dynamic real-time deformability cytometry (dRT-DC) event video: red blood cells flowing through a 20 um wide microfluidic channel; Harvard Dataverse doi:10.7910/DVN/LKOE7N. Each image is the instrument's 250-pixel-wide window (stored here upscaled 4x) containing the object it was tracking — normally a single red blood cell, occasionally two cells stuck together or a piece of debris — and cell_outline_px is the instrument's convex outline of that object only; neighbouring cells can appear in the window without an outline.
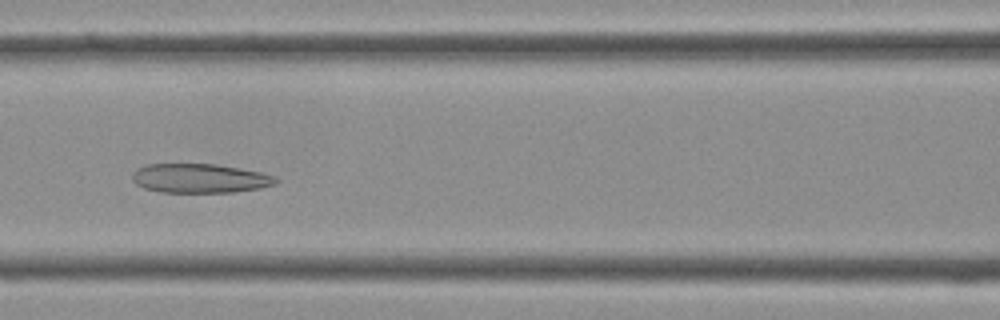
{"species": "Egyptian fruit bat (a non-hibernating species)", "species_latin": "Rousettus aegyptiacus", "temperature_condition": "cold", "stored_images_in_passage": 41, "segment_of_instrument_passage": [1, 2], "camera_frame_rate_fps": 3000, "um_per_image_px": 0.085, "frame": {"image": 1, "passage_image": 17, "time_ms": 5.333, "image_size_px": [1000, 320], "cell_outline_px": [[280, 180], [276, 184], [260, 188], [232, 192], [160, 192], [144, 188], [136, 184], [132, 180], [132, 172], [136, 168], [144, 164], [216, 164], [260, 172], [276, 176]], "centroid_in_image_um": [16.97, 15.15], "position_along_channel_um": 149.6, "area_um2": 24.57}}
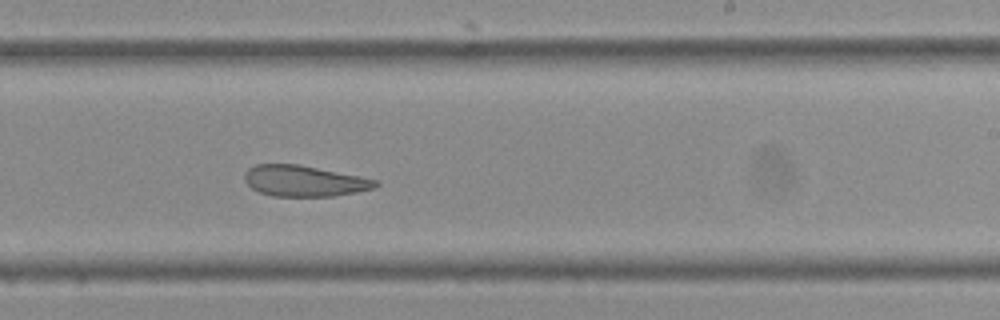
{"frame": {"image": 2, "passage_image": 24, "time_ms": 7.667, "image_size_px": [1000, 320], "cell_outline_px": [[380, 184], [376, 188], [356, 192], [332, 196], [272, 196], [260, 192], [252, 188], [244, 180], [244, 172], [248, 168], [256, 164], [300, 164], [380, 180]], "centroid_in_image_um": [25.88, 15.37], "position_along_channel_um": 263.1, "area_um2": 23.81}}
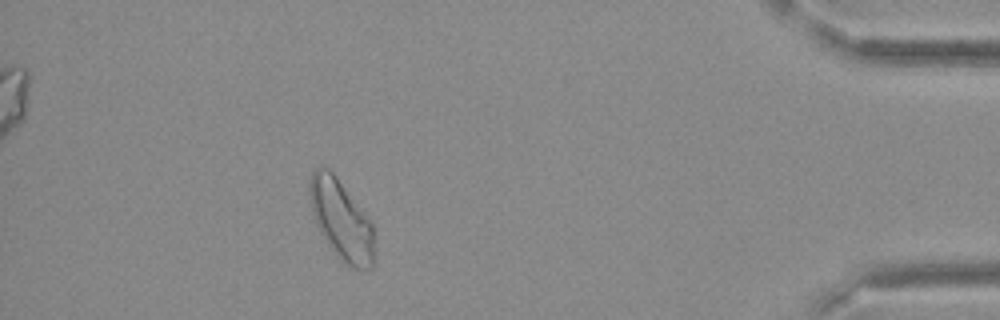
{"frame": {"image": 3, "passage_image": 36, "time_ms": 11.667, "image_size_px": [1000, 320], "cell_outline_px": [[376, 260], [372, 268], [364, 272], [352, 268], [340, 260], [328, 244], [320, 232], [312, 216], [308, 192], [308, 180], [312, 172], [316, 168], [328, 168], [336, 176], [372, 224]], "centroid_in_image_um": [29.01, 18.76], "position_along_channel_um": 406.2, "area_um2": 30.46}}